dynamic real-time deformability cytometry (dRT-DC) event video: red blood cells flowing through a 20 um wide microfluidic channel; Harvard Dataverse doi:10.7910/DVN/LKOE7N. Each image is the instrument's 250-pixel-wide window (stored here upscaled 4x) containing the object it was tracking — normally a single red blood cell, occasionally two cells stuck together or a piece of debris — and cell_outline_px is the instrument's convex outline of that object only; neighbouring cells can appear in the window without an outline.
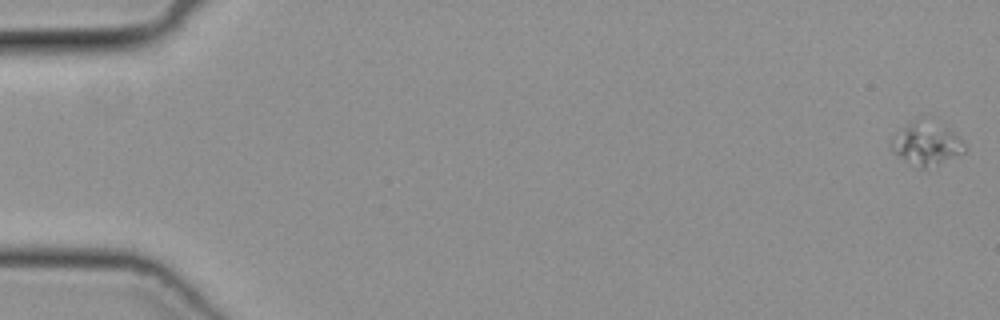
{"species": "common noctule bat (a hibernating species)", "species_latin": "Nyctalus noctula", "temperature_condition": "cold", "stored_images_in_passage": 51, "camera_frame_rate_fps": 3000, "um_per_image_px": 0.085, "animal": {"sex": "female", "body_mass_g": 19.3, "forearm_length_mm": 54.1}, "frame": {"image": 1, "passage_image": 1, "time_ms": 0.0, "image_size_px": [1000, 320], "cell_outline_px": [[968, 148], [964, 152], [936, 164], [924, 168], [904, 160], [892, 148], [892, 136], [904, 128], [912, 128], [952, 132]], "centroid_in_image_um": [78.76, 12.42], "position_along_channel_um": 6.2, "area_um2": 15.14}}
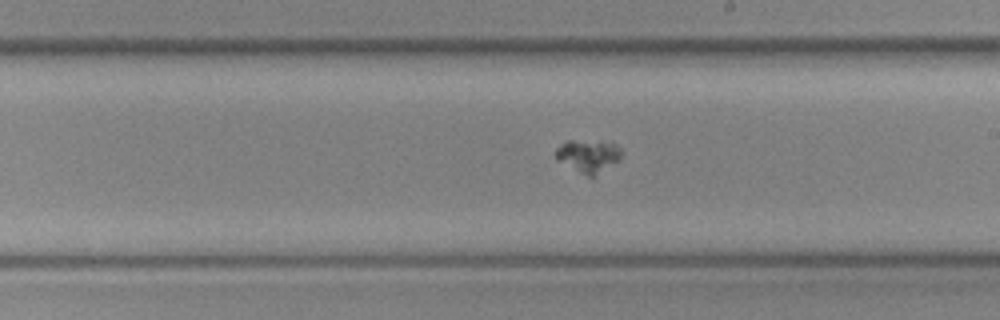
{"frame": {"image": 2, "passage_image": 30, "time_ms": 9.667, "image_size_px": [1000, 320], "cell_outline_px": [[624, 152], [620, 160], [592, 180], [556, 160], [556, 148], [560, 144], [568, 140], [612, 140]], "centroid_in_image_um": [50.06, 13.26], "position_along_channel_um": 238.9, "area_um2": 13.53}}
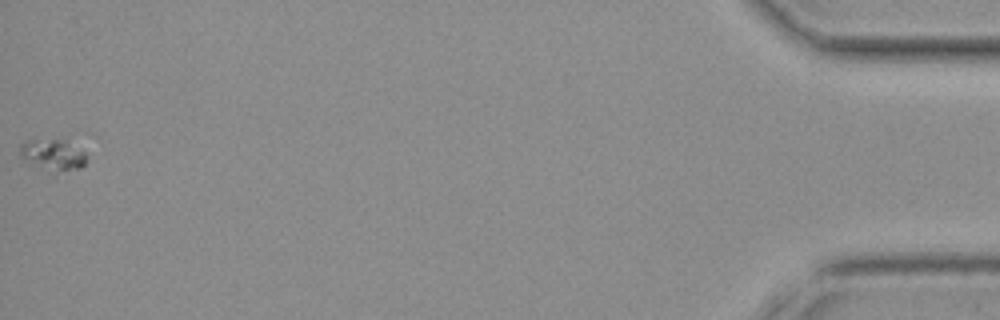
{"frame": {"image": 3, "passage_image": 51, "time_ms": 16.667, "image_size_px": [1000, 320], "cell_outline_px": [[88, 160], [80, 168], [56, 176], [52, 176], [20, 156], [20, 144], [28, 140], [64, 140], [84, 152]], "centroid_in_image_um": [4.51, 13.25], "position_along_channel_um": 430.7, "area_um2": 12.54}}